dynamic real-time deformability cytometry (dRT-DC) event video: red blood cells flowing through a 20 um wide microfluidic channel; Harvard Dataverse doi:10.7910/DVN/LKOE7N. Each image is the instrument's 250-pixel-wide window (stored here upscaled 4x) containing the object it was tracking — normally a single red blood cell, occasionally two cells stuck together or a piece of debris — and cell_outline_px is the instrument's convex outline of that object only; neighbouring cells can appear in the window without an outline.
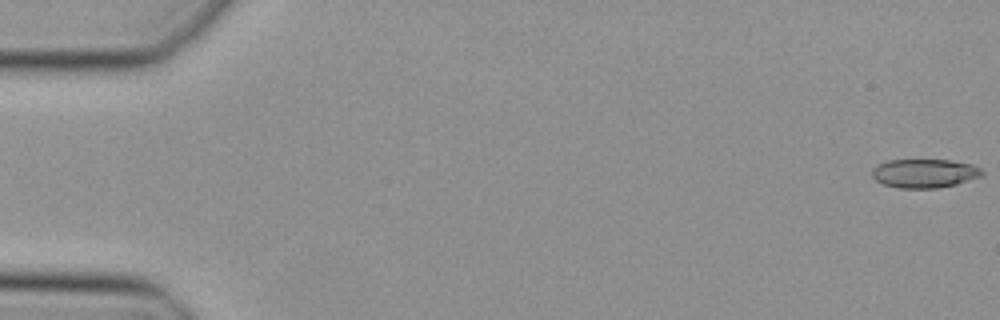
{"species": "Egyptian fruit bat (a non-hibernating species)", "species_latin": "Rousettus aegyptiacus", "temperature_condition": "cold", "stored_images_in_passage": 49, "camera_frame_rate_fps": 3000, "um_per_image_px": 0.085, "animal": {"sex": "female"}, "frame": {"image": 1, "passage_image": 1, "time_ms": 0.0, "image_size_px": [1000, 320], "cell_outline_px": [[984, 172], [980, 176], [956, 184], [936, 188], [896, 188], [884, 184], [876, 180], [872, 176], [872, 168], [888, 160], [948, 160], [972, 164], [980, 168]], "centroid_in_image_um": [78.56, 14.73], "position_along_channel_um": 6.4, "area_um2": 18.32}}
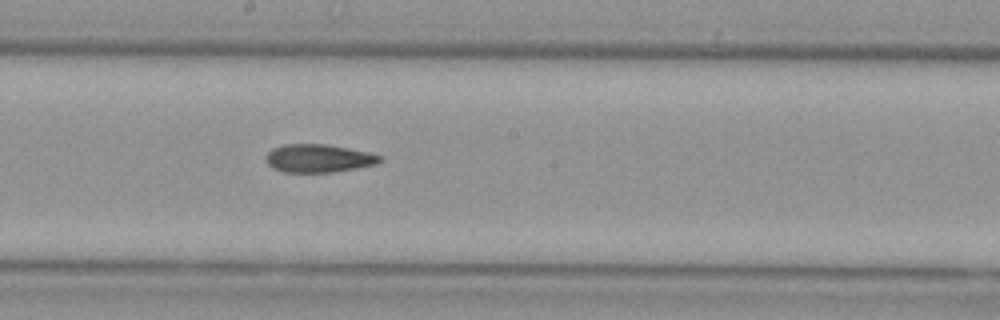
{"frame": {"image": 2, "passage_image": 27, "time_ms": 8.667, "image_size_px": [1000, 320], "cell_outline_px": [[384, 160], [376, 164], [356, 168], [332, 172], [284, 172], [272, 168], [264, 160], [264, 156], [272, 148], [284, 144], [324, 144], [348, 148], [368, 152], [384, 156]], "centroid_in_image_um": [27.06, 13.45], "position_along_channel_um": 221.1, "area_um2": 18.84}}
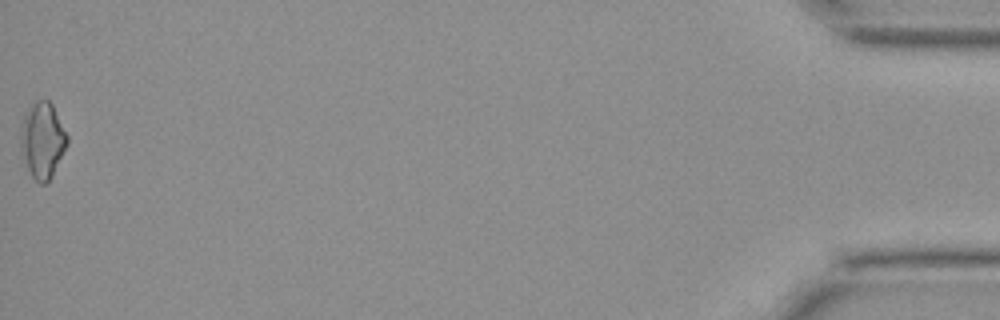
{"frame": {"image": 3, "passage_image": 49, "time_ms": 16.0, "image_size_px": [1000, 320], "cell_outline_px": [[68, 144], [52, 176], [44, 184], [40, 184], [32, 176], [28, 168], [20, 144], [20, 128], [24, 116], [32, 104], [36, 100], [48, 100], [52, 104], [68, 136]], "centroid_in_image_um": [3.62, 11.91], "position_along_channel_um": 431.6, "area_um2": 20.29}}